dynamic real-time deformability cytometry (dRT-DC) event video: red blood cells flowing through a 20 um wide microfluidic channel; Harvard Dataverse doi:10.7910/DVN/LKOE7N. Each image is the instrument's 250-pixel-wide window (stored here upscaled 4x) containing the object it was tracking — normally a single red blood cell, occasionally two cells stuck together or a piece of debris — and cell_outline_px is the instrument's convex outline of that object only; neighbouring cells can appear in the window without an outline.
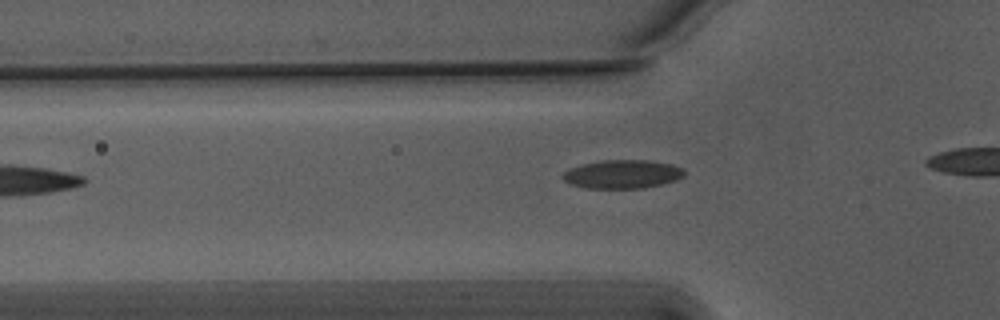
{"species": "Egyptian fruit bat (a non-hibernating species)", "species_latin": "Rousettus aegyptiacus", "temperature_condition": "warm", "stored_images_in_passage": 28, "camera_frame_rate_fps": 3000, "um_per_image_px": 0.085, "animal": {"sex": "male"}, "frame": {"image": 1, "passage_image": 2, "time_ms": 0.333, "image_size_px": [1000, 320], "cell_outline_px": [[684, 176], [676, 180], [644, 188], [588, 188], [572, 184], [564, 180], [560, 176], [568, 168], [580, 164], [604, 160], [648, 160], [672, 164], [684, 168]], "centroid_in_image_um": [52.9, 14.79], "position_along_channel_um": 72.9, "area_um2": 20.29}}
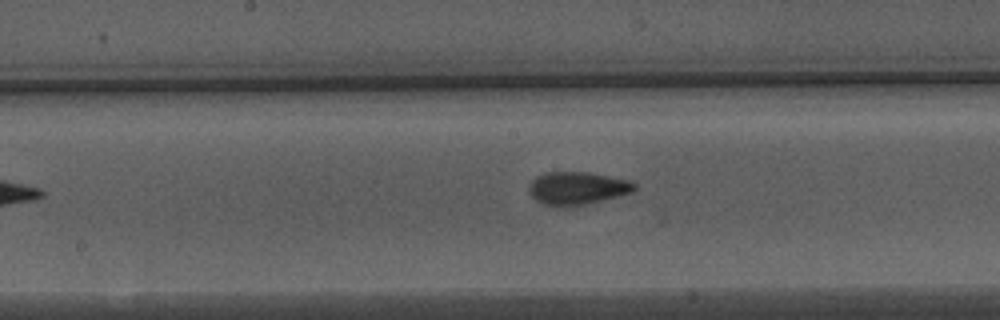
{"frame": {"image": 2, "passage_image": 12, "time_ms": 3.667, "image_size_px": [1000, 320], "cell_outline_px": [[636, 188], [632, 192], [584, 204], [560, 208], [544, 204], [536, 200], [528, 192], [528, 188], [532, 180], [536, 176], [544, 172], [588, 172], [628, 180], [636, 184]], "centroid_in_image_um": [49.01, 15.99], "position_along_channel_um": 199.2, "area_um2": 20.11}}
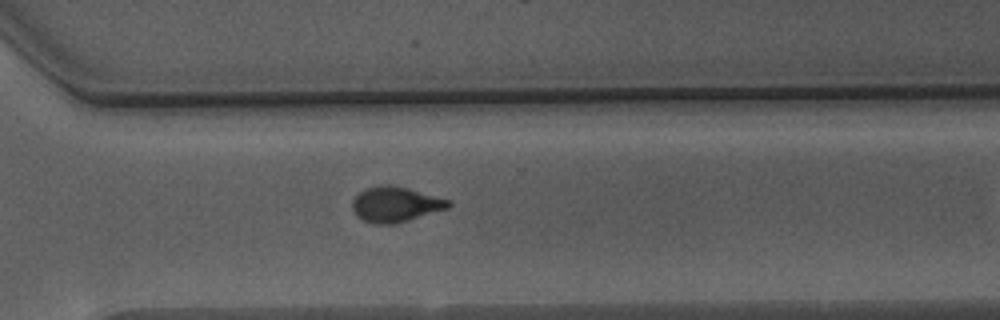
{"frame": {"image": 3, "passage_image": 23, "time_ms": 7.333, "image_size_px": [1000, 320], "cell_outline_px": [[452, 204], [448, 208], [408, 220], [392, 224], [372, 224], [356, 216], [352, 208], [352, 200], [360, 192], [368, 188], [408, 188], [452, 200]], "centroid_in_image_um": [33.65, 17.42], "position_along_channel_um": 337.0, "area_um2": 19.07}}